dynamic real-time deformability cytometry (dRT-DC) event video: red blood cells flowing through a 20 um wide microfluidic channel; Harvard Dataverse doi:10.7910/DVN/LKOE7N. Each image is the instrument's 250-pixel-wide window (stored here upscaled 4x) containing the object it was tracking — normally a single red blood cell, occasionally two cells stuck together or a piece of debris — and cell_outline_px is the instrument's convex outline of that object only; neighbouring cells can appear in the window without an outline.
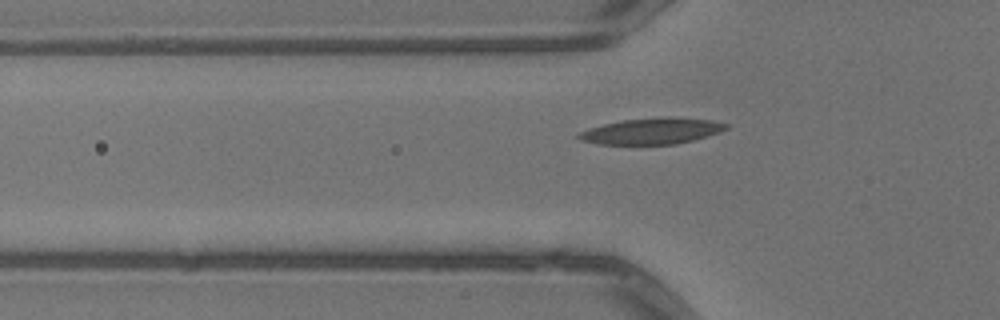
{"species": "common noctule bat (a hibernating species)", "species_latin": "Nyctalus noctula", "temperature_condition": "warm", "stored_images_in_passage": 41, "camera_frame_rate_fps": 3000, "um_per_image_px": 0.085, "animal": {"sex": "male", "body_mass_g": 13.3}, "frame": {"image": 1, "passage_image": 12, "time_ms": 3.667, "image_size_px": [1000, 320], "cell_outline_px": [[728, 128], [720, 132], [708, 136], [676, 144], [600, 144], [580, 140], [576, 136], [580, 132], [588, 128], [604, 124], [624, 120], [712, 120], [728, 124]], "centroid_in_image_um": [55.35, 11.2], "position_along_channel_um": 70.5, "area_um2": 21.1}}
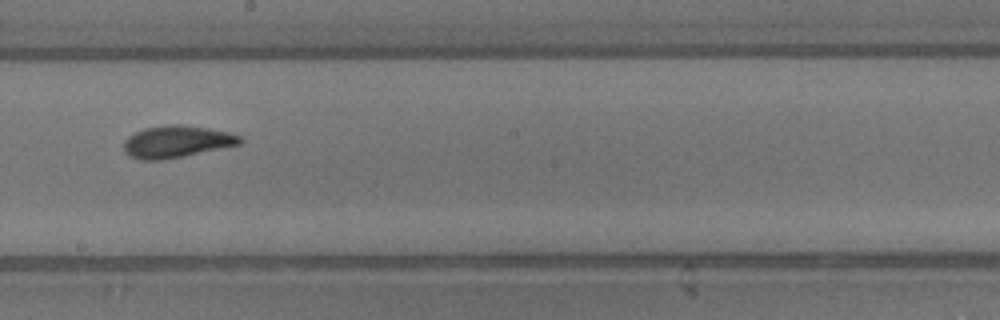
{"frame": {"image": 2, "passage_image": 24, "time_ms": 7.667, "image_size_px": [1000, 320], "cell_outline_px": [[244, 140], [240, 144], [184, 156], [160, 160], [140, 160], [128, 156], [124, 152], [124, 140], [128, 136], [144, 128], [168, 124], [180, 124], [208, 128], [228, 132], [240, 136]], "centroid_in_image_um": [14.98, 12.04], "position_along_channel_um": 233.2, "area_um2": 21.73}}
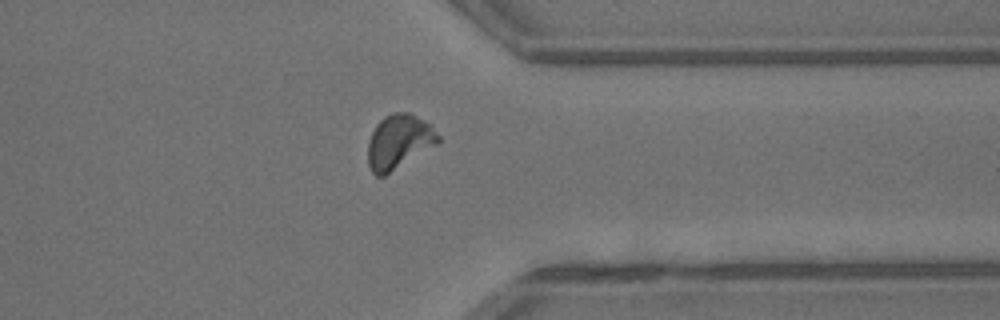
{"frame": {"image": 3, "passage_image": 35, "time_ms": 11.333, "image_size_px": [1000, 320], "cell_outline_px": [[440, 140], [436, 144], [384, 176], [376, 176], [372, 172], [368, 164], [368, 140], [376, 124], [384, 116], [392, 112], [408, 112], [424, 120], [440, 136]], "centroid_in_image_um": [33.87, 12.03], "position_along_channel_um": 377.5, "area_um2": 21.96}, "authors_computed_cell_mechanics": {"area_um2": 21.2126, "velocity_mm_per_s": 4.0448, "shape_relaxation_time_tau1_ms": 4.3187, "shape_relaxation_time_tau2_ms": 1.4152, "deformation_change_tau1": 0.159, "deformation_change_tau2": 0.0784}}